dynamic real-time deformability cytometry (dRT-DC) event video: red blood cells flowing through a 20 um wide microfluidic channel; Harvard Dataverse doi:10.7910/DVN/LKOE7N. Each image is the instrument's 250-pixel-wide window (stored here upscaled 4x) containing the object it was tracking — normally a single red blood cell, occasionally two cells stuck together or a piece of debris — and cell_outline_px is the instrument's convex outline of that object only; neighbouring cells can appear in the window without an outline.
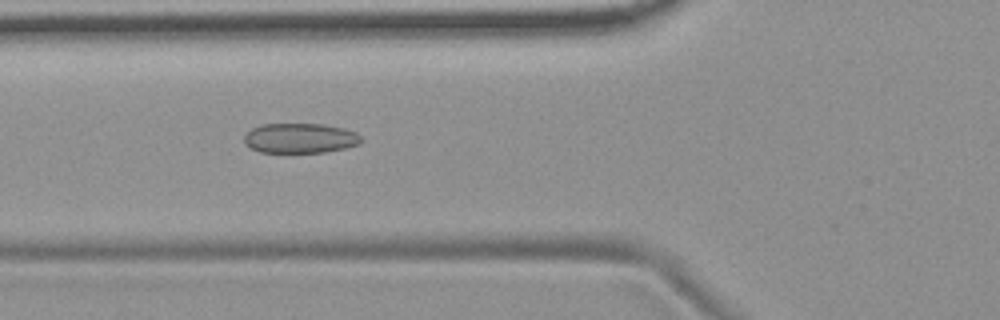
{"species": "common noctule bat (a hibernating species)", "species_latin": "Nyctalus noctula", "temperature_condition": "room temperature", "stored_images_in_passage": 53, "camera_frame_rate_fps": 3000, "um_per_image_px": 0.085, "animal": {"sex": "female", "body_mass_g": 19.9}, "frame": {"image": 1, "passage_image": 19, "time_ms": 6.0, "image_size_px": [1000, 320], "cell_outline_px": [[360, 144], [344, 148], [324, 152], [260, 152], [244, 144], [244, 136], [252, 128], [260, 124], [324, 124], [344, 128], [356, 132], [360, 136]], "centroid_in_image_um": [25.49, 11.74], "position_along_channel_um": 100.3, "area_um2": 20.35}}
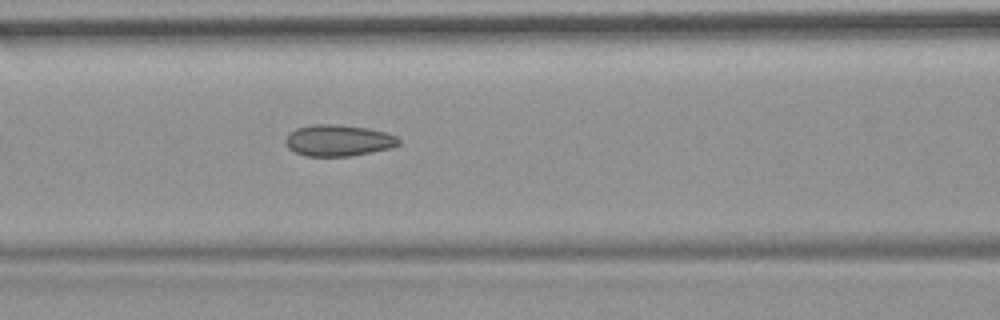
{"frame": {"image": 2, "passage_image": 22, "time_ms": 7.0, "image_size_px": [1000, 320], "cell_outline_px": [[400, 144], [388, 148], [352, 156], [304, 156], [288, 148], [284, 140], [296, 128], [312, 124], [332, 124], [368, 128], [388, 132], [396, 136], [400, 140]], "centroid_in_image_um": [28.76, 11.93], "position_along_channel_um": 137.8, "area_um2": 20.63}}
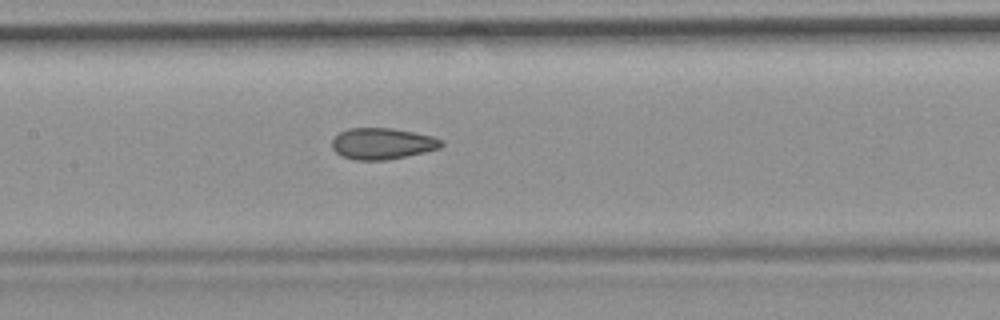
{"frame": {"image": 3, "passage_image": 25, "time_ms": 8.0, "image_size_px": [1000, 320], "cell_outline_px": [[444, 144], [440, 148], [424, 152], [384, 160], [356, 160], [344, 156], [336, 152], [332, 148], [332, 140], [340, 132], [348, 128], [392, 128], [432, 136], [444, 140]], "centroid_in_image_um": [32.51, 12.2], "position_along_channel_um": 174.9, "area_um2": 19.77}, "authors_computed_cell_mechanics": {"area_um2": 20.519, "velocity_mm_per_s": 3.7188, "shape_relaxation_time_tau1_ms": null, "shape_relaxation_time_tau2_ms": 2.0436, "deformation_change_tau1": null, "deformation_change_tau2": 0.086}}